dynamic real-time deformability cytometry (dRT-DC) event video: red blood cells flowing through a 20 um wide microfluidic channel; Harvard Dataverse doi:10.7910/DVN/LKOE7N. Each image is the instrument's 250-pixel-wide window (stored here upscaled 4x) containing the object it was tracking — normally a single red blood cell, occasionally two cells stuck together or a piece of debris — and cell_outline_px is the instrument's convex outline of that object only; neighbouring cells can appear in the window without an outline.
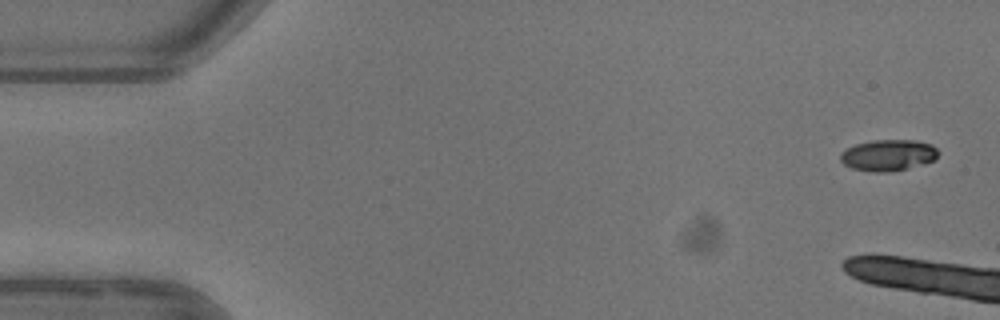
{"species": "common noctule bat (a hibernating species)", "species_latin": "Nyctalus noctula", "temperature_condition": "warm", "stored_images_in_passage": 7, "camera_frame_rate_fps": 3000, "um_per_image_px": 0.085, "animal": {"sex": "female"}, "frame": {"image": 1, "passage_image": 1, "time_ms": 0.0, "image_size_px": [1000, 320], "cell_outline_px": [[936, 156], [932, 160], [924, 164], [908, 168], [888, 172], [872, 172], [852, 168], [844, 164], [840, 160], [840, 152], [856, 144], [872, 140], [916, 140], [932, 144], [936, 148]], "centroid_in_image_um": [75.47, 13.19], "position_along_channel_um": 9.5, "area_um2": 17.74}}